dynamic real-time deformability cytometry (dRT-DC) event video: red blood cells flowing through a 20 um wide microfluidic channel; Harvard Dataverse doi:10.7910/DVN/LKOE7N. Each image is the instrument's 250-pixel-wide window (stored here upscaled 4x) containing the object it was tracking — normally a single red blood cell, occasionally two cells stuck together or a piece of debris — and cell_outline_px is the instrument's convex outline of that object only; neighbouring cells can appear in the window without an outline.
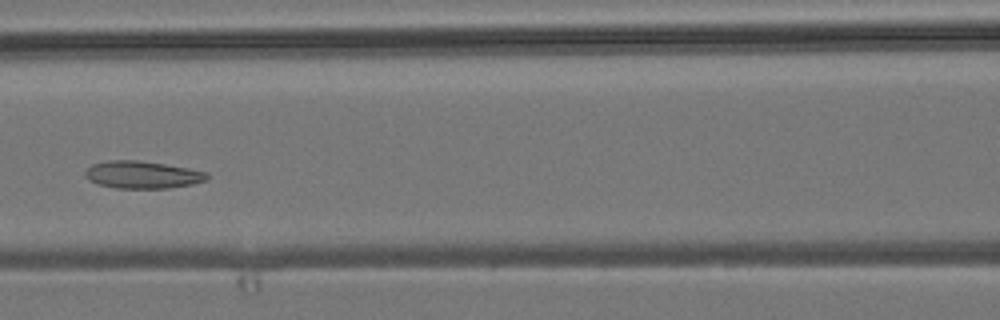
{"species": "common noctule bat (a hibernating species)", "species_latin": "Nyctalus noctula", "temperature_condition": "room temperature", "stored_images_in_passage": 5, "camera_frame_rate_fps": 3000, "um_per_image_px": 0.085, "animal": {"sex": "male", "body_mass_g": 19.2, "forearm_length_mm": 51.8}, "frame": {"image": 1, "passage_image": 5, "time_ms": 5.0, "image_size_px": [1000, 320], "cell_outline_px": [[208, 176], [204, 180], [192, 184], [168, 188], [116, 188], [96, 184], [88, 180], [84, 176], [84, 172], [92, 164], [108, 160], [136, 160], [164, 164], [188, 168], [208, 172]], "centroid_in_image_um": [12.05, 14.85], "position_along_channel_um": 154.6, "area_um2": 19.42}}